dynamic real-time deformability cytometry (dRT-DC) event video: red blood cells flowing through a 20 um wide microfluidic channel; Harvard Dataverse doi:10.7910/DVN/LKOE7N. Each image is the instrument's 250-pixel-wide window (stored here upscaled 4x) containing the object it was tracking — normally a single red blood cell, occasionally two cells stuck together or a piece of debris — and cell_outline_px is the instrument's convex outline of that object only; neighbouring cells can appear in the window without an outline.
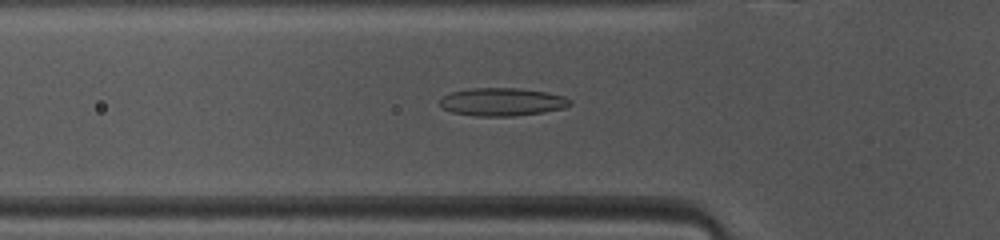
{"species": "common noctule bat (a hibernating species)", "species_latin": "Nyctalus noctula", "temperature_condition": "warm", "stored_images_in_passage": 46, "camera_frame_rate_fps": 3000, "um_per_image_px": 0.085, "animal": {"sex": "female", "body_mass_g": 10.0, "forearm_length_mm": 53.1}, "frame": {"image": 1, "passage_image": 13, "time_ms": 4.0, "image_size_px": [1000, 240], "cell_outline_px": [[572, 104], [564, 108], [544, 112], [512, 116], [476, 116], [452, 112], [444, 108], [440, 104], [440, 100], [444, 96], [452, 92], [468, 88], [516, 88], [548, 92], [564, 96], [572, 100]], "centroid_in_image_um": [42.72, 8.66], "position_along_channel_um": 83.1, "area_um2": 21.21}}
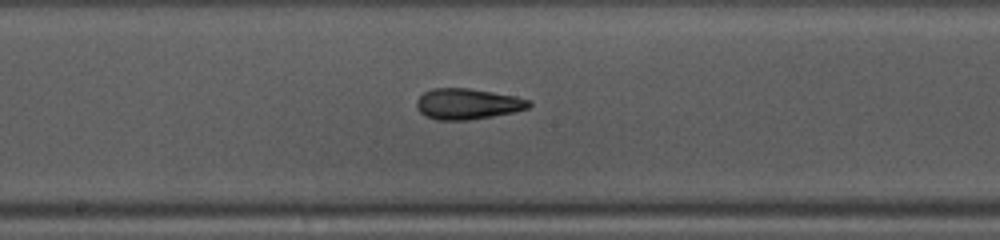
{"frame": {"image": 2, "passage_image": 22, "time_ms": 7.0, "image_size_px": [1000, 240], "cell_outline_px": [[532, 104], [528, 108], [512, 112], [492, 116], [468, 120], [436, 120], [420, 112], [416, 108], [416, 100], [424, 92], [432, 88], [468, 88], [516, 96], [532, 100]], "centroid_in_image_um": [39.74, 8.82], "position_along_channel_um": 208.5, "area_um2": 20.17}}
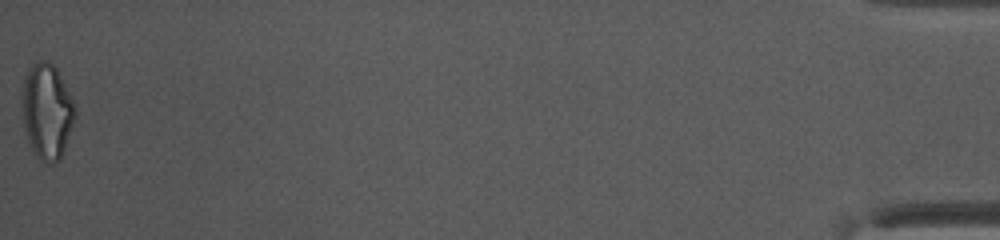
{"frame": {"image": 3, "passage_image": 46, "time_ms": 15.0, "image_size_px": [1000, 240], "cell_outline_px": [[76, 116], [60, 160], [56, 164], [52, 164], [40, 160], [36, 156], [28, 140], [24, 128], [24, 76], [32, 64], [40, 60], [44, 60], [52, 64], [56, 68], [72, 96], [76, 108]], "centroid_in_image_um": [4.03, 9.48], "position_along_channel_um": 431.2, "area_um2": 29.13}, "authors_computed_cell_mechanics": {"area_um2": 20.6924, "velocity_mm_per_s": 4.1295, "shape_relaxation_time_tau1_ms": 11.1835, "shape_relaxation_time_tau2_ms": 2.0236, "deformation_change_tau1": 0.2526, "deformation_change_tau2": 0.1082}}